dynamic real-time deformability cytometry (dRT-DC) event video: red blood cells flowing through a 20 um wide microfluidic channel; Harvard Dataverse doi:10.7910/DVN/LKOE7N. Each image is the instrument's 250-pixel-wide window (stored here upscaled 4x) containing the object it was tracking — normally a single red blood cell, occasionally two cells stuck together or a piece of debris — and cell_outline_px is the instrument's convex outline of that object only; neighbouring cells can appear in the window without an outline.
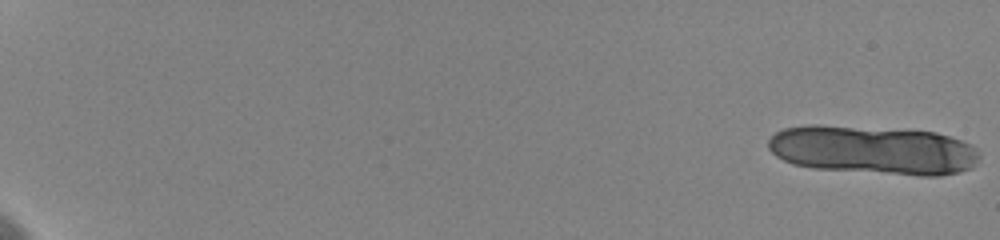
{"species": "human", "species_latin": "Homo sapiens", "temperature_condition": "cold", "stored_images_in_passage": 26, "camera_frame_rate_fps": 3000, "um_per_image_px": 0.085, "donor": {"sex": "female"}, "frame": {"image": 1, "passage_image": 1, "time_ms": 0.0, "image_size_px": [1000, 240], "cell_outline_px": [[980, 156], [972, 168], [940, 176], [920, 176], [812, 168], [792, 164], [776, 156], [768, 148], [768, 140], [776, 132], [784, 128], [808, 124], [820, 124], [936, 132], [972, 144], [976, 148]], "centroid_in_image_um": [74.2, 12.75], "position_along_channel_um": 10.8, "area_um2": 60.29}}